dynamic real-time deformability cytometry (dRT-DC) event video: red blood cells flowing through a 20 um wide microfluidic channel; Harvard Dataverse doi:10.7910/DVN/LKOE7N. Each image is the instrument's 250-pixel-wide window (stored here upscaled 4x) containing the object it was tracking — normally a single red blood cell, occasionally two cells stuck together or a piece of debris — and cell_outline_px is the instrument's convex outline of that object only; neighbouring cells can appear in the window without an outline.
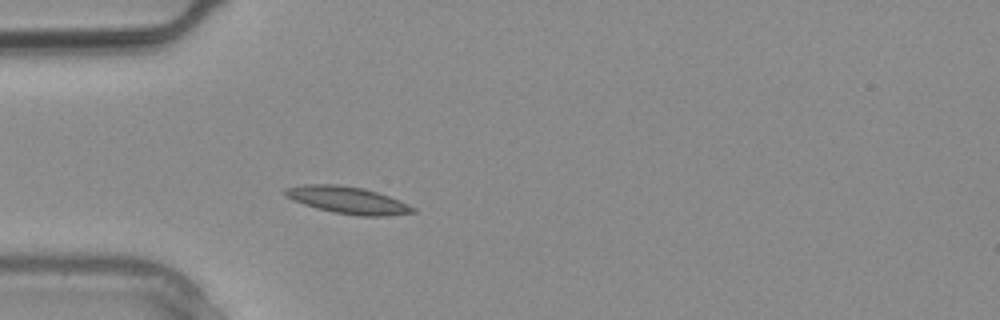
{"species": "common noctule bat (a hibernating species)", "species_latin": "Nyctalus noctula", "temperature_condition": "warm", "stored_images_in_passage": 2, "camera_frame_rate_fps": 3000, "um_per_image_px": 0.085, "animal": {"sex": "male", "body_mass_g": 20.4}, "frame": {"image": 1, "passage_image": 2, "time_ms": 0.333, "image_size_px": [1000, 320], "cell_outline_px": [[416, 212], [388, 216], [360, 216], [336, 212], [316, 208], [304, 204], [288, 196], [284, 192], [284, 188], [304, 184], [336, 184], [364, 188], [388, 196], [408, 204], [416, 208]], "centroid_in_image_um": [29.59, 17.01], "position_along_channel_um": 55.4, "area_um2": 19.88}}